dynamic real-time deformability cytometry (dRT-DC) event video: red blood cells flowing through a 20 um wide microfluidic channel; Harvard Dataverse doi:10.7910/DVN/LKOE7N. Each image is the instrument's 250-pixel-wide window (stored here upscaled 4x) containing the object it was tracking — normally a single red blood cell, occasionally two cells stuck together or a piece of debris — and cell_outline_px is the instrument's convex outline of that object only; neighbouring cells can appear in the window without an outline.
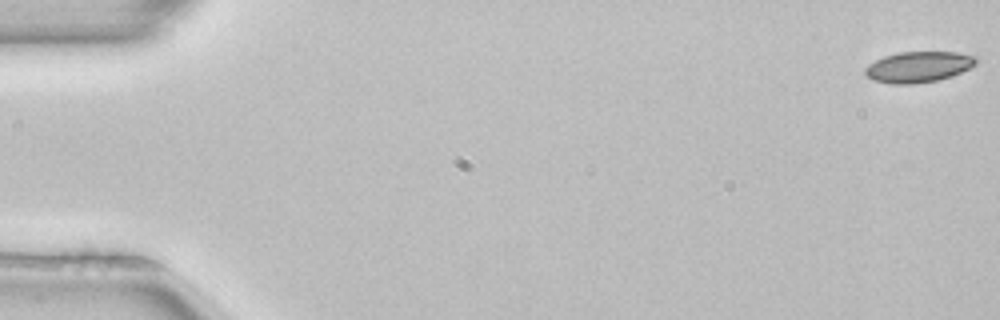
{"species": "common noctule bat (a hibernating species)", "species_latin": "Nyctalus noctula", "temperature_condition": "room temperature", "stored_images_in_passage": 5, "segment_of_instrument_passage": [2, 2], "camera_frame_rate_fps": 3000, "um_per_image_px": 0.085, "animal": {"sex": "female", "body_mass_g": 22.7, "forearm_length_mm": 54.2}, "frame": {"image": 1, "passage_image": 5, "time_ms": 1.333, "image_size_px": [1000, 320], "cell_outline_px": [[980, 60], [976, 64], [952, 76], [936, 80], [912, 84], [888, 84], [872, 80], [864, 72], [864, 68], [868, 64], [884, 56], [900, 52], [956, 52], [976, 56]], "centroid_in_image_um": [78.06, 5.68], "position_along_channel_um": 6.9, "area_um2": 20.0}}